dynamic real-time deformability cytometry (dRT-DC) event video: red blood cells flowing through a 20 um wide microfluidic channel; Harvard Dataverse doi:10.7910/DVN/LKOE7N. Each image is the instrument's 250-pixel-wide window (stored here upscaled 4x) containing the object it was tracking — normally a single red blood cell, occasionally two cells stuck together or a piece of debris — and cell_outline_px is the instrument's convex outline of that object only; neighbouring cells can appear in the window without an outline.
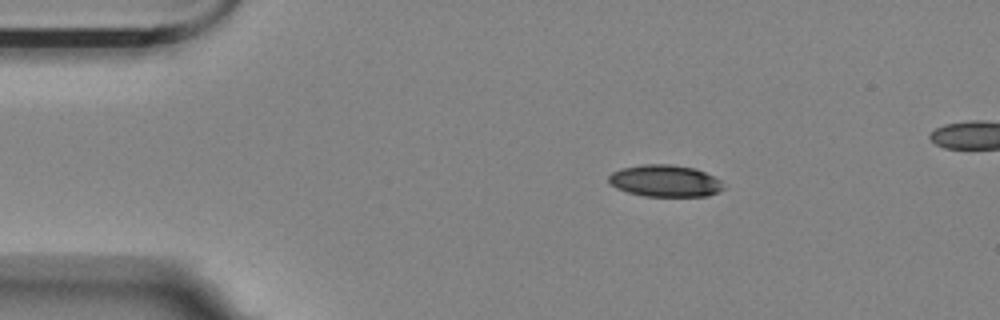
{"species": "Egyptian fruit bat (a non-hibernating species)", "species_latin": "Rousettus aegyptiacus", "temperature_condition": "room temperature", "stored_images_in_passage": 4, "camera_frame_rate_fps": 3000, "um_per_image_px": 0.085, "animal": {"sex": "female"}, "frame": {"image": 1, "passage_image": 1, "time_ms": 0.0, "image_size_px": [1000, 320], "cell_outline_px": [[724, 188], [720, 192], [708, 196], [644, 196], [628, 192], [616, 188], [608, 180], [608, 176], [612, 172], [624, 168], [644, 164], [668, 164], [696, 168], [720, 180]], "centroid_in_image_um": [56.55, 15.38], "position_along_channel_um": 28.5, "area_um2": 21.21}}